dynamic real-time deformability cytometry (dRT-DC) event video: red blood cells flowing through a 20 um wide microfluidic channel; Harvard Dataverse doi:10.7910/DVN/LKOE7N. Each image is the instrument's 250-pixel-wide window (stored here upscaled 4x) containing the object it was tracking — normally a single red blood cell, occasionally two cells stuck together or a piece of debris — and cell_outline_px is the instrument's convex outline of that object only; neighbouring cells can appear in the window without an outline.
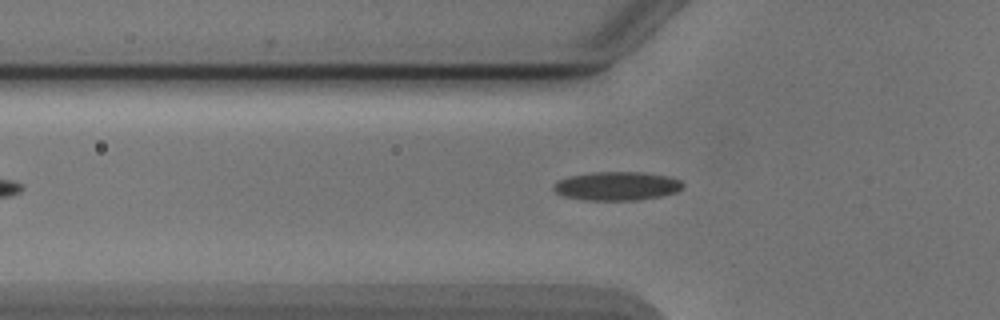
{"species": "Egyptian fruit bat (a non-hibernating species)", "species_latin": "Rousettus aegyptiacus", "temperature_condition": "cold", "stored_images_in_passage": 43, "camera_frame_rate_fps": 3000, "um_per_image_px": 0.085, "animal": {"sex": "male"}, "frame": {"image": 1, "passage_image": 13, "time_ms": 4.0, "image_size_px": [1000, 320], "cell_outline_px": [[684, 188], [676, 192], [660, 196], [640, 200], [584, 200], [564, 196], [556, 192], [552, 188], [552, 184], [568, 176], [596, 172], [640, 172], [668, 176], [680, 180], [684, 184]], "centroid_in_image_um": [52.44, 15.81], "position_along_channel_um": 73.4, "area_um2": 21.68}}
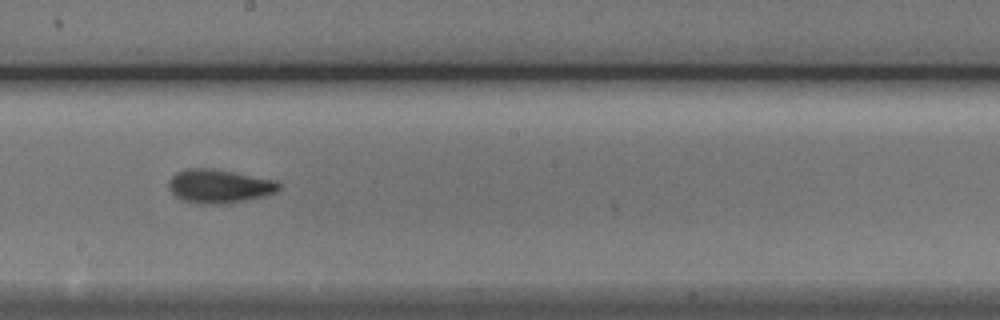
{"frame": {"image": 2, "passage_image": 25, "time_ms": 8.0, "image_size_px": [1000, 320], "cell_outline_px": [[280, 188], [276, 192], [264, 196], [248, 200], [228, 204], [196, 204], [184, 200], [176, 196], [168, 188], [168, 180], [176, 172], [188, 168], [212, 168], [276, 180], [280, 184]], "centroid_in_image_um": [18.62, 15.83], "position_along_channel_um": 229.6, "area_um2": 21.85}}
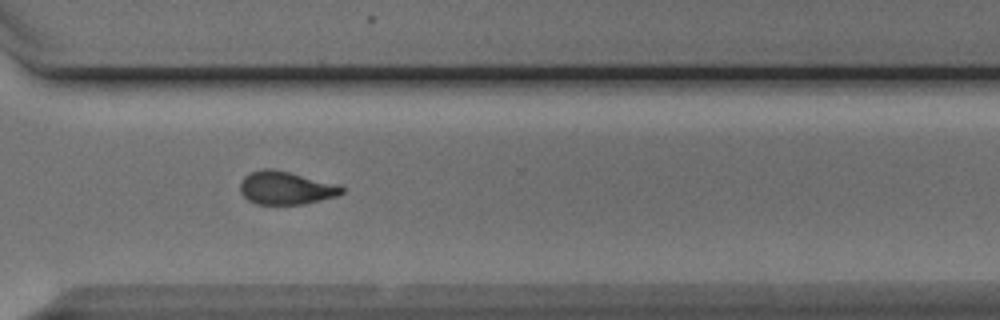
{"frame": {"image": 3, "passage_image": 34, "time_ms": 11.0, "image_size_px": [1000, 320], "cell_outline_px": [[344, 192], [340, 196], [304, 204], [256, 204], [248, 200], [240, 192], [240, 180], [244, 176], [260, 168], [272, 168], [340, 184], [344, 188]], "centroid_in_image_um": [24.33, 15.97], "position_along_channel_um": 346.3, "area_um2": 19.94}, "authors_computed_cell_mechanics": {"area_um2": 20.0566, "velocity_mm_per_s": 3.8976, "shape_relaxation_time_tau1_ms": 2.5544, "shape_relaxation_time_tau2_ms": 1.9262, "deformation_change_tau1": 0.1468, "deformation_change_tau2": 0.0905}}